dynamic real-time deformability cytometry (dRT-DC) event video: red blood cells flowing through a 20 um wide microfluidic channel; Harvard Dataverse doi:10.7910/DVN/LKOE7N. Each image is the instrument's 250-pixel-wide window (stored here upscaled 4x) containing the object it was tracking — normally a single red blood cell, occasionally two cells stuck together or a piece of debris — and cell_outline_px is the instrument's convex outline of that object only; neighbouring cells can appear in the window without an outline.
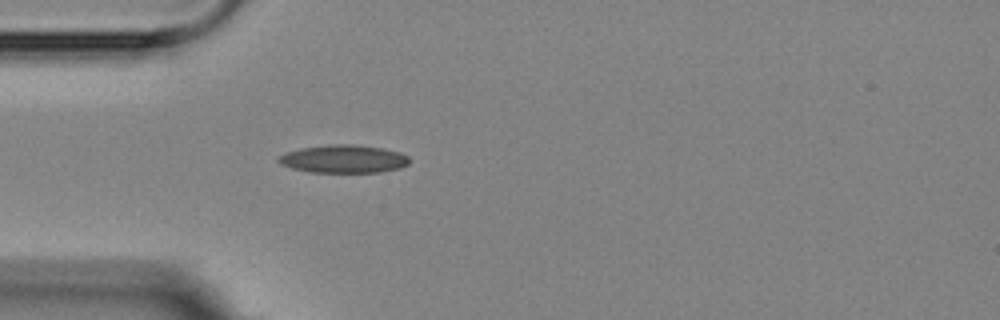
{"species": "Egyptian fruit bat (a non-hibernating species)", "species_latin": "Rousettus aegyptiacus", "temperature_condition": "room temperature", "stored_images_in_passage": 1, "camera_frame_rate_fps": 3000, "um_per_image_px": 0.085, "animal": {"sex": "female"}, "frame": {"image": 1, "passage_image": 1, "time_ms": 0.0, "image_size_px": [1000, 320], "cell_outline_px": [[408, 164], [400, 168], [380, 172], [312, 172], [292, 168], [280, 164], [276, 160], [280, 156], [288, 152], [300, 148], [328, 144], [348, 144], [380, 148], [400, 152], [408, 156]], "centroid_in_image_um": [29.19, 13.51], "position_along_channel_um": 55.8, "area_um2": 21.15}}